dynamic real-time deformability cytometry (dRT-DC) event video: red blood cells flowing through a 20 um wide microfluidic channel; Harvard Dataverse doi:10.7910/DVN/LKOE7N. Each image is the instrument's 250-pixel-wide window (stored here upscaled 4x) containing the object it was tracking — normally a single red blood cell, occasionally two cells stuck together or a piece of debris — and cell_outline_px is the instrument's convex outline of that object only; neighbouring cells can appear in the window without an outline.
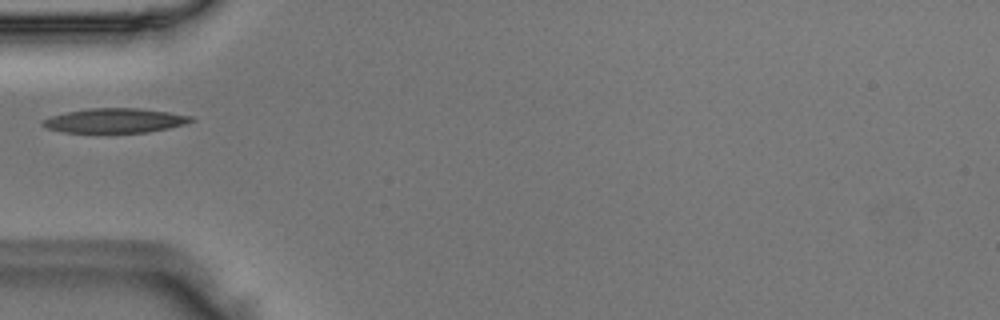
{"species": "Egyptian fruit bat (a non-hibernating species)", "species_latin": "Rousettus aegyptiacus", "temperature_condition": "room temperature", "stored_images_in_passage": 35, "camera_frame_rate_fps": 3000, "um_per_image_px": 0.085, "animal": {"sex": "male"}, "frame": {"image": 1, "passage_image": 1, "time_ms": 0.0, "image_size_px": [1000, 320], "cell_outline_px": [[196, 120], [184, 124], [168, 128], [148, 132], [64, 132], [48, 128], [40, 124], [40, 120], [52, 116], [68, 112], [88, 108], [140, 108], [168, 112], [192, 116]], "centroid_in_image_um": [9.77, 10.24], "position_along_channel_um": 75.2, "area_um2": 21.04}}
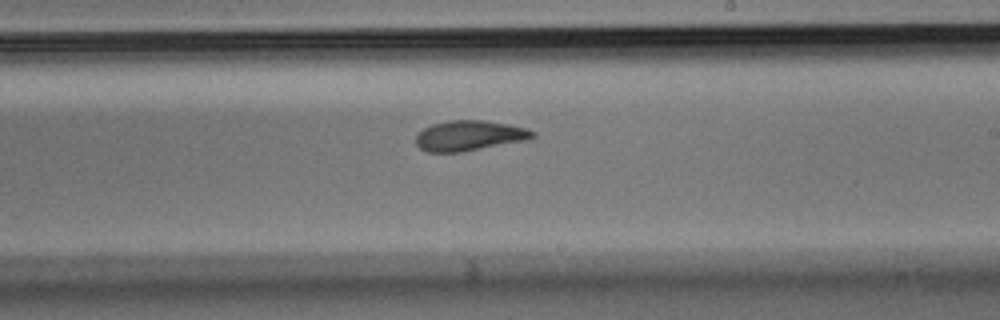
{"frame": {"image": 2, "passage_image": 14, "time_ms": 4.333, "image_size_px": [1000, 320], "cell_outline_px": [[536, 136], [528, 140], [460, 152], [428, 152], [420, 148], [416, 144], [416, 132], [432, 124], [448, 120], [484, 120], [508, 124], [528, 128], [536, 132]], "centroid_in_image_um": [39.9, 11.52], "position_along_channel_um": 249.1, "area_um2": 20.75}}
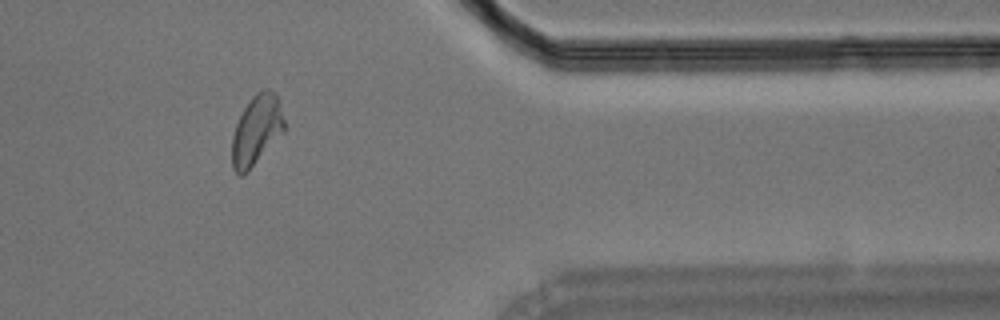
{"frame": {"image": 3, "passage_image": 26, "time_ms": 8.333, "image_size_px": [1000, 320], "cell_outline_px": [[284, 132], [248, 172], [240, 176], [232, 168], [232, 136], [236, 124], [244, 108], [252, 96], [256, 92], [264, 88], [268, 88], [276, 96], [284, 120]], "centroid_in_image_um": [21.79, 11.09], "position_along_channel_um": 389.6, "area_um2": 21.15}}